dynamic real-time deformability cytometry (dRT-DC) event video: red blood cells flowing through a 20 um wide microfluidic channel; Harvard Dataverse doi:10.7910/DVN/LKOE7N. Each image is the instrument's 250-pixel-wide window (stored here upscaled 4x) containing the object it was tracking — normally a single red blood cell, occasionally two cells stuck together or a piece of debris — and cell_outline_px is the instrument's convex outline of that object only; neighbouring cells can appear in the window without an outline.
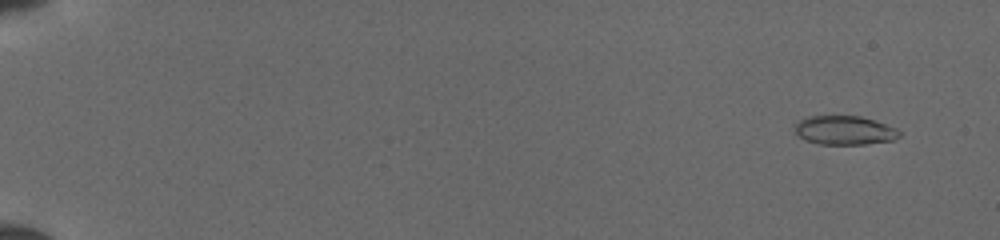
{"species": "common noctule bat (a hibernating species)", "species_latin": "Nyctalus noctula", "temperature_condition": "cold", "stored_images_in_passage": 67, "camera_frame_rate_fps": 3000, "um_per_image_px": 0.085, "animal": {"sex": "female", "body_mass_g": 19.5, "forearm_length_mm": 54.1}, "frame": {"image": 1, "passage_image": 4, "time_ms": 0.667, "image_size_px": [1000, 240], "cell_outline_px": [[904, 132], [900, 136], [892, 140], [864, 144], [820, 144], [804, 140], [792, 128], [800, 120], [808, 116], [860, 116], [896, 128]], "centroid_in_image_um": [71.78, 11.08], "position_along_channel_um": 13.2, "area_um2": 17.57}}
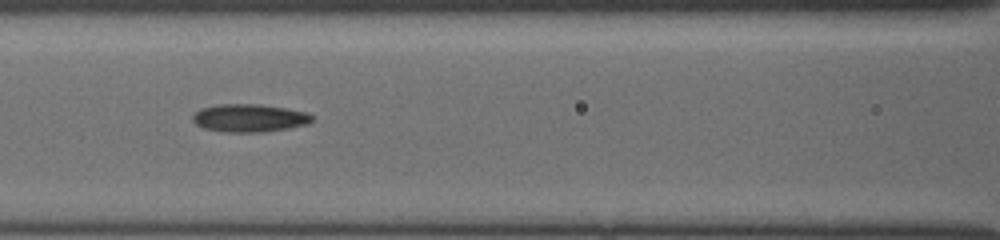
{"frame": {"image": 2, "passage_image": 31, "time_ms": 8.0, "image_size_px": [1000, 240], "cell_outline_px": [[312, 120], [308, 124], [288, 128], [260, 132], [224, 132], [204, 128], [196, 124], [192, 120], [192, 116], [200, 108], [220, 104], [260, 104], [288, 108], [308, 112], [312, 116]], "centroid_in_image_um": [21.2, 10.02], "position_along_channel_um": 145.4, "area_um2": 19.48}}
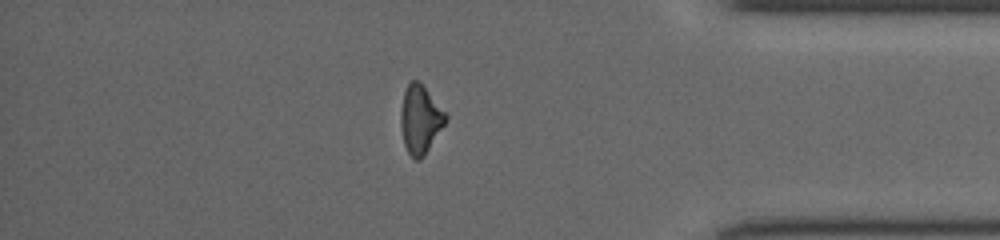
{"frame": {"image": 3, "passage_image": 61, "time_ms": 14.667, "image_size_px": [1000, 240], "cell_outline_px": [[448, 116], [444, 124], [420, 160], [416, 160], [408, 152], [404, 144], [400, 124], [400, 112], [404, 92], [408, 84], [412, 80], [420, 80]], "centroid_in_image_um": [35.7, 10.1], "position_along_channel_um": 399.5, "area_um2": 17.57}}